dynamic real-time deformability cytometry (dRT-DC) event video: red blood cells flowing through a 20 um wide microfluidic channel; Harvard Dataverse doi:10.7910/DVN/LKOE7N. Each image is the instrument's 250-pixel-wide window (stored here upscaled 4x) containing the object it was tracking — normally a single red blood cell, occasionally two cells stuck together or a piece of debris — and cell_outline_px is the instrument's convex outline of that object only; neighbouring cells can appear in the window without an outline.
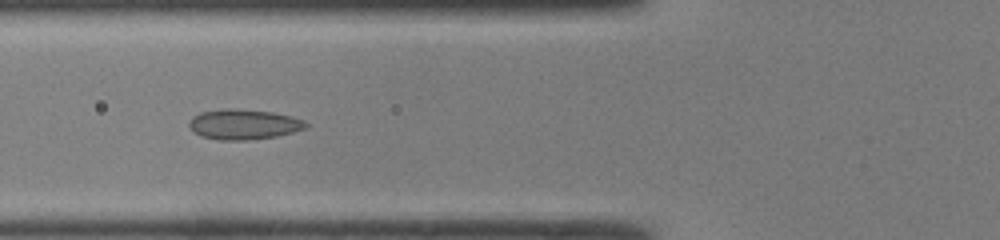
{"species": "common noctule bat (a hibernating species)", "species_latin": "Nyctalus noctula", "temperature_condition": "room temperature", "stored_images_in_passage": 47, "camera_frame_rate_fps": 3000, "um_per_image_px": 0.085, "animal": {"sex": "male", "body_mass_g": 19.0, "forearm_length_mm": 50.8}, "frame": {"image": 1, "passage_image": 18, "time_ms": 5.667, "image_size_px": [1000, 240], "cell_outline_px": [[308, 128], [276, 136], [248, 140], [216, 140], [200, 136], [192, 132], [188, 124], [192, 116], [200, 112], [224, 108], [236, 108], [272, 112], [292, 116], [304, 120], [308, 124]], "centroid_in_image_um": [20.68, 10.56], "position_along_channel_um": 105.1, "area_um2": 20.87}}
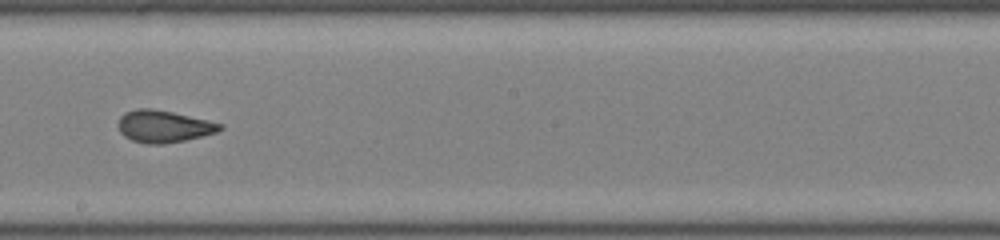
{"frame": {"image": 2, "passage_image": 27, "time_ms": 8.667, "image_size_px": [1000, 240], "cell_outline_px": [[224, 128], [216, 132], [184, 140], [164, 144], [148, 144], [132, 140], [124, 136], [120, 132], [116, 124], [120, 116], [124, 112], [136, 108], [152, 108], [172, 112], [208, 120], [224, 124]], "centroid_in_image_um": [13.87, 10.73], "position_along_channel_um": 234.3, "area_um2": 19.13}}
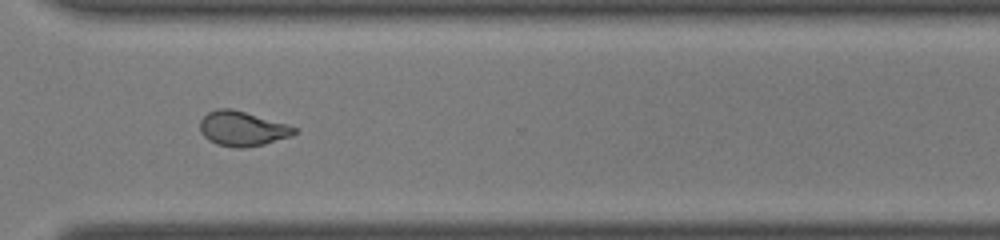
{"frame": {"image": 3, "passage_image": 35, "time_ms": 11.333, "image_size_px": [1000, 240], "cell_outline_px": [[296, 132], [292, 136], [264, 144], [244, 148], [236, 148], [216, 144], [208, 140], [200, 132], [200, 120], [208, 112], [216, 108], [232, 108], [288, 124], [296, 128]], "centroid_in_image_um": [20.58, 10.93], "position_along_channel_um": 350.0, "area_um2": 19.25}, "authors_computed_cell_mechanics": {"area_um2": 20.1722, "velocity_mm_per_s": 4.3129, "shape_relaxation_time_tau1_ms": null, "shape_relaxation_time_tau2_ms": 1.0054, "deformation_change_tau1": null, "deformation_change_tau2": 0.069}}